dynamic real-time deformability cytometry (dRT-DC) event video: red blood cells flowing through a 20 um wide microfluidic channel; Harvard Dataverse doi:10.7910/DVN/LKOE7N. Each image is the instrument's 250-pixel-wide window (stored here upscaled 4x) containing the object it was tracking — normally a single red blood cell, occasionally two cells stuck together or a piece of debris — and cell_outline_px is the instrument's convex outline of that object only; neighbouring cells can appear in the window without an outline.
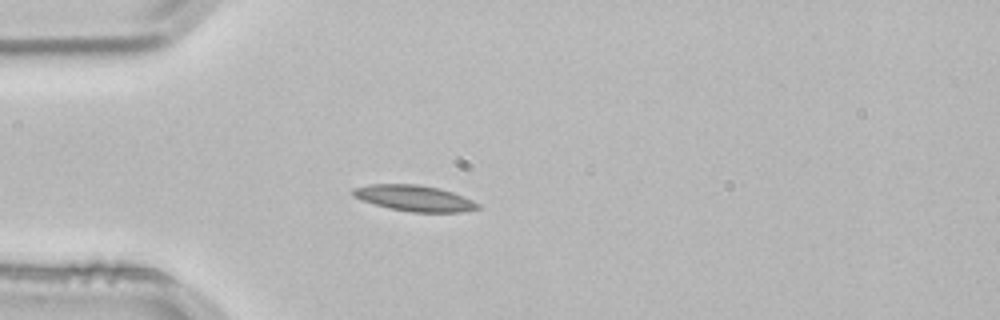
{"species": "common noctule bat (a hibernating species)", "species_latin": "Nyctalus noctula", "temperature_condition": "room temperature", "stored_images_in_passage": 21, "camera_frame_rate_fps": 3000, "um_per_image_px": 0.085, "animal": {"sex": "male", "body_mass_g": 21.5, "forearm_length_mm": 52.0}, "frame": {"image": 1, "passage_image": 7, "time_ms": 2.0, "image_size_px": [1000, 320], "cell_outline_px": [[484, 208], [460, 212], [412, 212], [388, 208], [360, 200], [352, 196], [352, 188], [368, 184], [416, 184], [440, 188], [452, 192], [472, 200], [480, 204]], "centroid_in_image_um": [35.21, 16.85], "position_along_channel_um": 49.8, "area_um2": 19.07}}
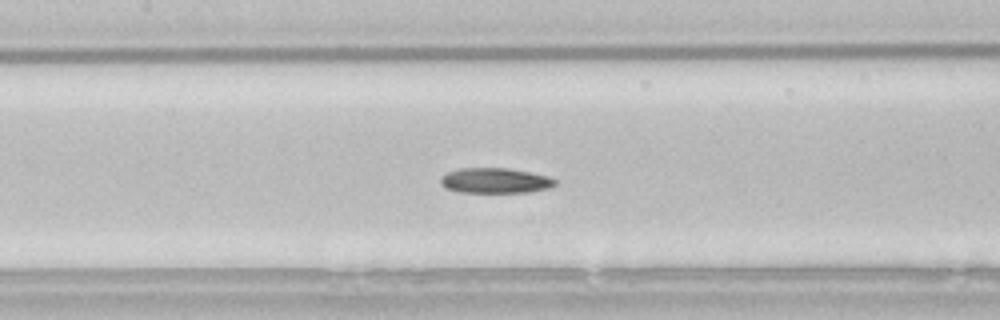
{"frame": {"image": 2, "passage_image": 17, "time_ms": 5.333, "image_size_px": [1000, 320], "cell_outline_px": [[556, 184], [548, 188], [528, 192], [460, 192], [444, 188], [440, 184], [440, 180], [448, 172], [460, 168], [508, 168], [548, 176], [556, 180]], "centroid_in_image_um": [42.07, 15.35], "position_along_channel_um": 165.3, "area_um2": 16.7}}
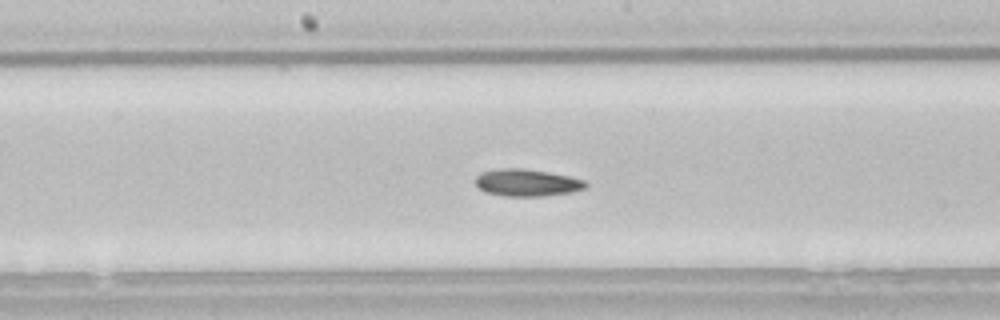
{"frame": {"image": 3, "passage_image": 20, "time_ms": 6.333, "image_size_px": [1000, 320], "cell_outline_px": [[588, 184], [584, 188], [572, 192], [544, 196], [508, 196], [484, 192], [476, 184], [476, 176], [480, 172], [496, 168], [524, 168], [548, 172], [568, 176], [584, 180]], "centroid_in_image_um": [44.76, 15.52], "position_along_channel_um": 203.4, "area_um2": 17.46}}